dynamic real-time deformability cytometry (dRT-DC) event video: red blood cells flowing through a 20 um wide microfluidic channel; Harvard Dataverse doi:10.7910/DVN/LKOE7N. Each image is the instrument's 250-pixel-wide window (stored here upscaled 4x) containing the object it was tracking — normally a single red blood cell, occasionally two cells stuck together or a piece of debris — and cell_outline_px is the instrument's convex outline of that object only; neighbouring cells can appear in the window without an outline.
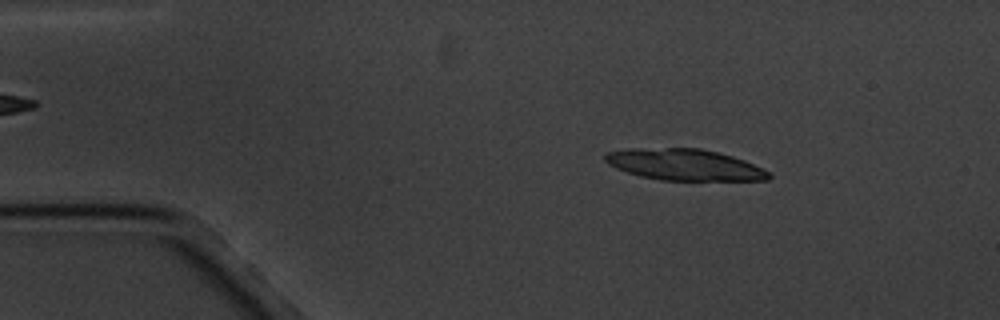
{"species": "common noctule bat (a hibernating species)", "species_latin": "Nyctalus noctula", "temperature_condition": "cold", "stored_images_in_passage": 4, "camera_frame_rate_fps": 3000, "um_per_image_px": 0.085, "animal": {"sex": "male", "body_mass_g": 20.1, "forearm_length_mm": 53.5}, "frame": {"image": 1, "passage_image": 2, "time_ms": 1.0, "image_size_px": [1000, 320], "cell_outline_px": [[772, 176], [768, 180], [660, 180], [640, 176], [616, 168], [608, 164], [604, 160], [604, 156], [608, 152], [628, 148], [700, 148], [732, 156], [744, 160], [768, 172]], "centroid_in_image_um": [58.14, 14.0], "position_along_channel_um": 26.9, "area_um2": 29.65}}